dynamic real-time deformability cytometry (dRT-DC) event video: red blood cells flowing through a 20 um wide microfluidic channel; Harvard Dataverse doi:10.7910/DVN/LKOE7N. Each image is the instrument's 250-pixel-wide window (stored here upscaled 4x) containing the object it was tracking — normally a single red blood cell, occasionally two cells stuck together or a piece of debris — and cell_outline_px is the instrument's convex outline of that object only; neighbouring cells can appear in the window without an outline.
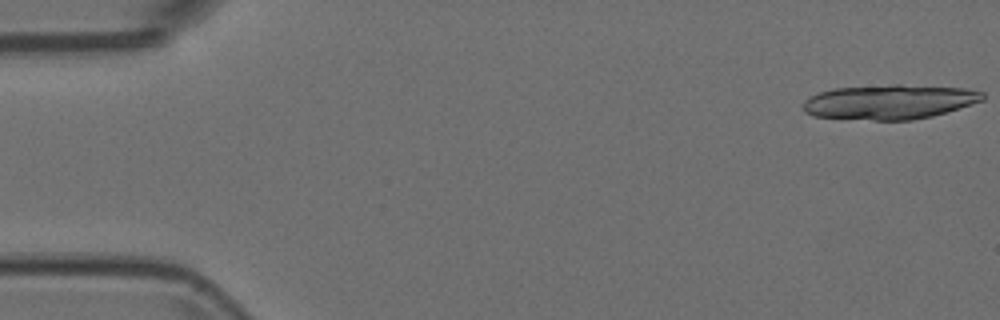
{"species": "Egyptian fruit bat (a non-hibernating species)", "species_latin": "Rousettus aegyptiacus", "temperature_condition": "room temperature", "stored_images_in_passage": 18, "camera_frame_rate_fps": 3000, "um_per_image_px": 0.085, "animal": {"sex": "female"}, "frame": {"image": 1, "passage_image": 1, "time_ms": 0.0, "image_size_px": [1000, 320], "cell_outline_px": [[984, 100], [932, 116], [912, 120], [872, 120], [812, 116], [804, 112], [804, 100], [808, 96], [832, 88], [892, 84], [900, 84], [964, 88], [984, 92]], "centroid_in_image_um": [75.57, 8.65], "position_along_channel_um": 9.4, "area_um2": 36.36}}